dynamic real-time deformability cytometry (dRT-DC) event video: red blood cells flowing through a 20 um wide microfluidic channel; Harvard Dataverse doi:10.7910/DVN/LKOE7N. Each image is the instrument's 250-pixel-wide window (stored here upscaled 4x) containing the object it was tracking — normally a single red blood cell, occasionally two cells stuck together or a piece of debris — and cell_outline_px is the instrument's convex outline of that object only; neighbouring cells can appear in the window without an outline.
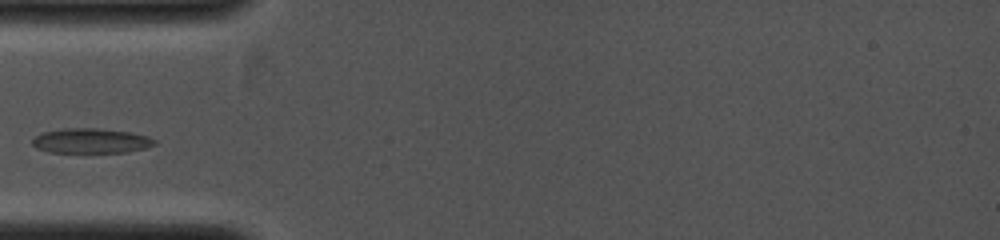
{"species": "common noctule bat (a hibernating species)", "species_latin": "Nyctalus noctula", "temperature_condition": "cold", "stored_images_in_passage": 5, "camera_frame_rate_fps": 4000, "um_per_image_px": 0.085, "animal": {"sex": "female", "body_mass_g": 19.0, "forearm_length_mm": 53.3}, "frame": {"image": 1, "passage_image": 4, "time_ms": 0.75, "image_size_px": [1000, 240], "cell_outline_px": [[156, 144], [144, 148], [124, 152], [48, 152], [36, 148], [32, 144], [32, 140], [36, 136], [44, 132], [64, 128], [96, 128], [128, 132], [148, 136], [156, 140]], "centroid_in_image_um": [7.71, 11.97], "position_along_channel_um": 77.3, "area_um2": 17.51}}